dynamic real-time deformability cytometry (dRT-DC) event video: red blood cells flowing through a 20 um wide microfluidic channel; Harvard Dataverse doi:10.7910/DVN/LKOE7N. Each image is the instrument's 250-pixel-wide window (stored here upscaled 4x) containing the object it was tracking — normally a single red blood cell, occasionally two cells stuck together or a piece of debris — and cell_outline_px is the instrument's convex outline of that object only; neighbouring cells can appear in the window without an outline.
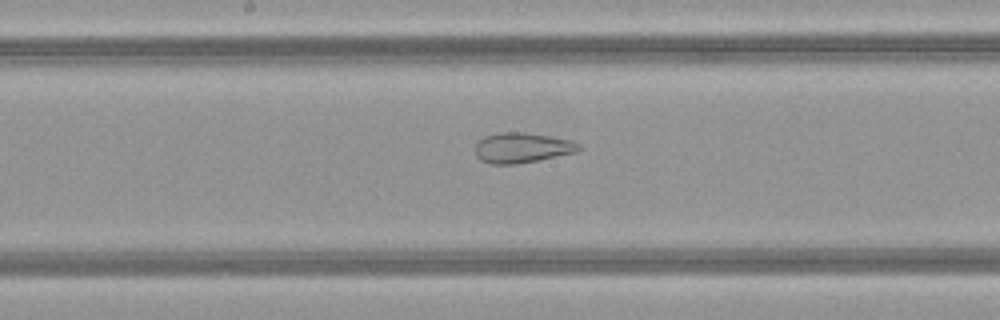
{"species": "common noctule bat (a hibernating species)", "species_latin": "Nyctalus noctula", "temperature_condition": "warm", "stored_images_in_passage": 50, "camera_frame_rate_fps": 3000, "um_per_image_px": 0.085, "animal": {"sex": "female", "body_mass_g": 21.9}, "frame": {"image": 1, "passage_image": 26, "time_ms": 8.333, "image_size_px": [1000, 320], "cell_outline_px": [[580, 148], [576, 152], [540, 160], [516, 164], [492, 164], [480, 160], [476, 156], [476, 144], [484, 136], [500, 132], [524, 132], [552, 136], [572, 140], [580, 144]], "centroid_in_image_um": [44.38, 12.55], "position_along_channel_um": 203.8, "area_um2": 18.32}}
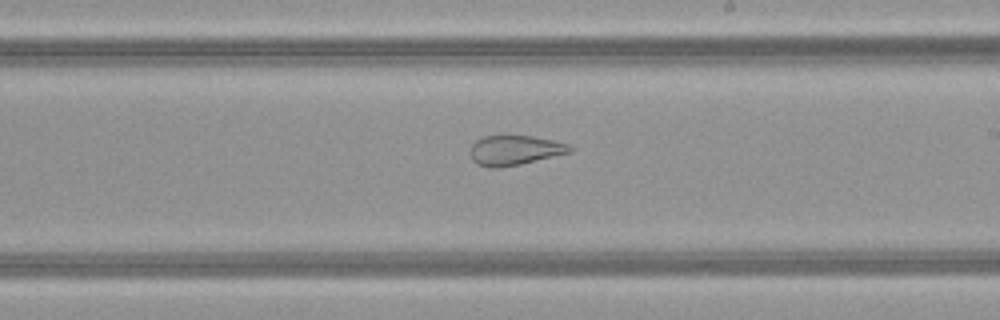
{"frame": {"image": 2, "passage_image": 29, "time_ms": 9.333, "image_size_px": [1000, 320], "cell_outline_px": [[572, 152], [520, 164], [500, 168], [488, 168], [476, 164], [472, 160], [468, 152], [472, 144], [476, 140], [484, 136], [532, 136], [552, 140], [568, 144], [572, 148]], "centroid_in_image_um": [43.7, 12.78], "position_along_channel_um": 245.3, "area_um2": 17.4}}
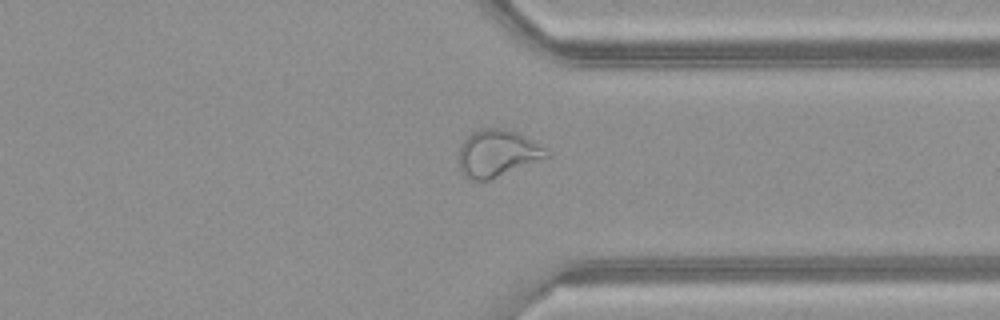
{"frame": {"image": 3, "passage_image": 38, "time_ms": 12.333, "image_size_px": [1000, 320], "cell_outline_px": [[548, 156], [488, 180], [468, 180], [460, 172], [460, 148], [464, 140], [472, 132], [480, 128], [504, 128], [516, 132], [524, 136], [544, 148], [548, 152]], "centroid_in_image_um": [42.21, 13.02], "position_along_channel_um": 369.2, "area_um2": 23.41}, "authors_computed_cell_mechanics": {"area_um2": 27.5417, "velocity_mm_per_s": 4.1674, "shape_relaxation_time_tau1_ms": null, "shape_relaxation_time_tau2_ms": 1.3551, "deformation_change_tau1": null, "deformation_change_tau2": 0.0936}}